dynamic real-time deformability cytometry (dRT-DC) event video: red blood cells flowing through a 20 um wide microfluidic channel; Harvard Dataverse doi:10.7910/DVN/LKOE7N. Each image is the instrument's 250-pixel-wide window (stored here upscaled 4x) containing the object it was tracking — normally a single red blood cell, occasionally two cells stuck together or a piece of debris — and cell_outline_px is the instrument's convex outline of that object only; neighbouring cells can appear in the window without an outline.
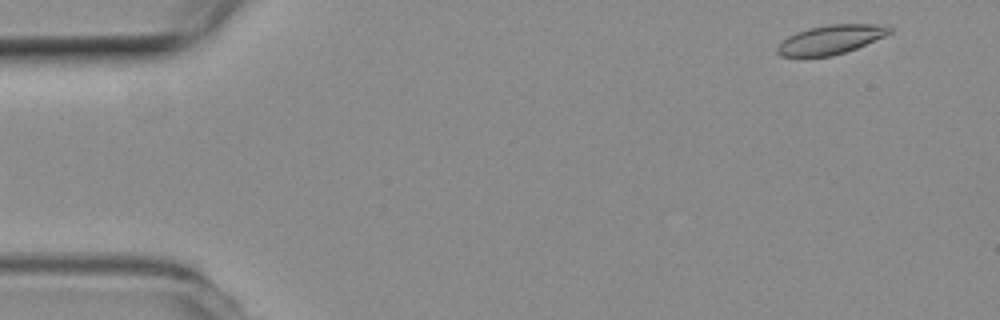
{"species": "common noctule bat (a hibernating species)", "species_latin": "Nyctalus noctula", "temperature_condition": "room temperature", "stored_images_in_passage": 6, "camera_frame_rate_fps": 3000, "um_per_image_px": 0.085, "animal": {"sex": "female", "body_mass_g": 19.3, "forearm_length_mm": 54.1}, "frame": {"image": 1, "passage_image": 1, "time_ms": 0.0, "image_size_px": [1000, 320], "cell_outline_px": [[892, 32], [884, 36], [856, 48], [832, 56], [780, 56], [776, 52], [776, 48], [788, 36], [796, 32], [808, 28], [828, 24], [888, 24], [892, 28]], "centroid_in_image_um": [70.63, 3.35], "position_along_channel_um": 14.4, "area_um2": 18.96}}
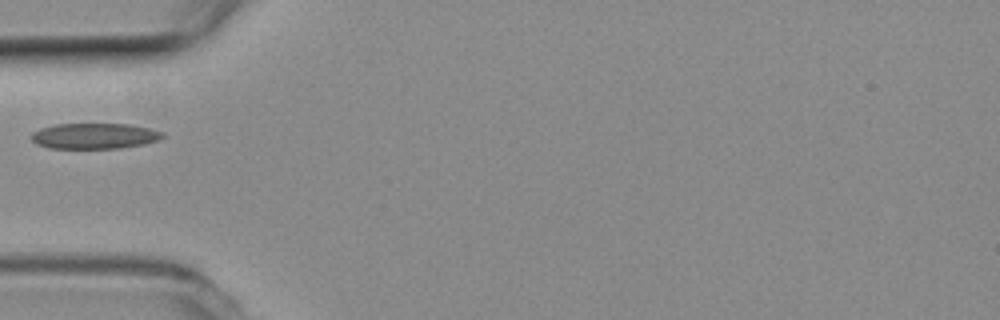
{"frame": {"image": 2, "passage_image": 5, "time_ms": 1.333, "image_size_px": [1000, 320], "cell_outline_px": [[164, 136], [160, 140], [144, 144], [120, 148], [48, 148], [36, 144], [32, 140], [32, 132], [40, 128], [56, 124], [128, 124], [148, 128], [164, 132]], "centroid_in_image_um": [8.04, 11.56], "position_along_channel_um": 77.0, "area_um2": 19.65}}
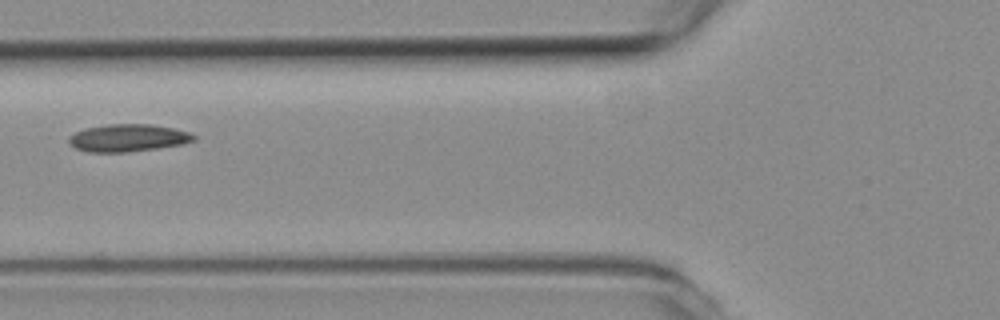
{"frame": {"image": 3, "passage_image": 6, "time_ms": 1.667, "image_size_px": [1000, 320], "cell_outline_px": [[196, 140], [184, 144], [128, 152], [88, 152], [76, 148], [68, 144], [68, 136], [84, 128], [108, 124], [152, 124], [192, 132], [196, 136]], "centroid_in_image_um": [10.88, 11.72], "position_along_channel_um": 114.9, "area_um2": 20.17}}